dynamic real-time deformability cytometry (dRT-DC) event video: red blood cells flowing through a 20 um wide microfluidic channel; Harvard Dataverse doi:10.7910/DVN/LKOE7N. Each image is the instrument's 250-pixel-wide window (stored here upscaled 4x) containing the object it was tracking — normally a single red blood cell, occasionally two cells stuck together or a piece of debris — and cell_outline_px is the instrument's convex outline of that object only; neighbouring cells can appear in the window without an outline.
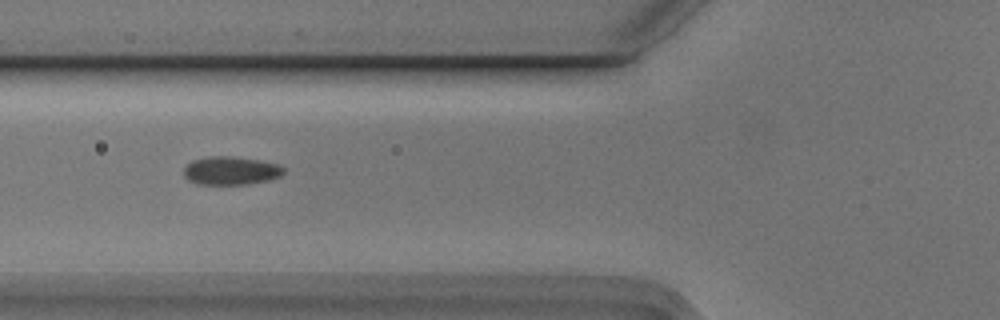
{"species": "Egyptian fruit bat (a non-hibernating species)", "species_latin": "Rousettus aegyptiacus", "temperature_condition": "cold", "stored_images_in_passage": 6, "camera_frame_rate_fps": 3000, "um_per_image_px": 0.085, "animal": {"sex": "male"}, "frame": {"image": 1, "passage_image": 4, "time_ms": 1.0, "image_size_px": [1000, 320], "cell_outline_px": [[284, 172], [280, 176], [268, 180], [248, 184], [196, 184], [188, 180], [184, 176], [184, 168], [192, 160], [208, 156], [232, 156], [280, 164], [284, 168]], "centroid_in_image_um": [19.61, 14.5], "position_along_channel_um": 106.2, "area_um2": 16.47}}
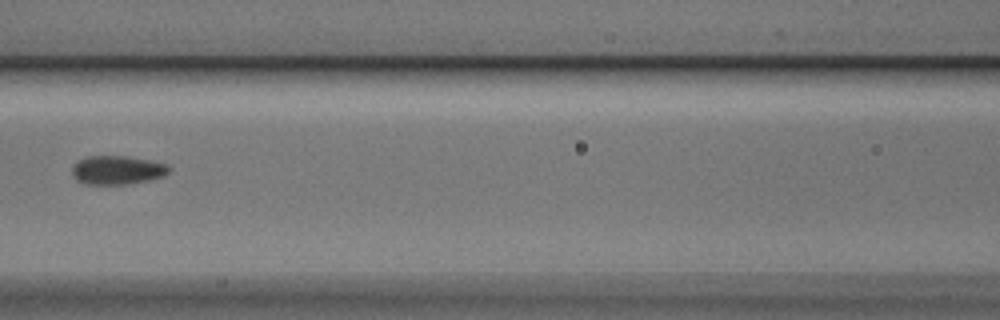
{"frame": {"image": 2, "passage_image": 5, "time_ms": 1.333, "image_size_px": [1000, 320], "cell_outline_px": [[168, 172], [164, 176], [148, 180], [124, 184], [84, 184], [76, 180], [72, 176], [72, 164], [76, 160], [88, 156], [128, 156], [168, 164]], "centroid_in_image_um": [9.9, 14.45], "position_along_channel_um": 156.7, "area_um2": 16.3}}
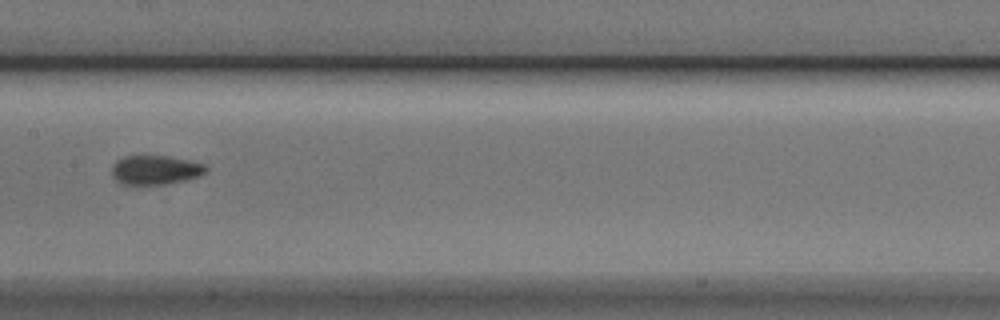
{"frame": {"image": 3, "passage_image": 6, "time_ms": 1.667, "image_size_px": [1000, 320], "cell_outline_px": [[208, 168], [204, 172], [196, 176], [184, 180], [164, 184], [120, 184], [112, 176], [112, 164], [116, 160], [124, 156], [168, 156], [188, 160], [204, 164]], "centroid_in_image_um": [13.15, 14.44], "position_along_channel_um": 194.3, "area_um2": 15.84}}